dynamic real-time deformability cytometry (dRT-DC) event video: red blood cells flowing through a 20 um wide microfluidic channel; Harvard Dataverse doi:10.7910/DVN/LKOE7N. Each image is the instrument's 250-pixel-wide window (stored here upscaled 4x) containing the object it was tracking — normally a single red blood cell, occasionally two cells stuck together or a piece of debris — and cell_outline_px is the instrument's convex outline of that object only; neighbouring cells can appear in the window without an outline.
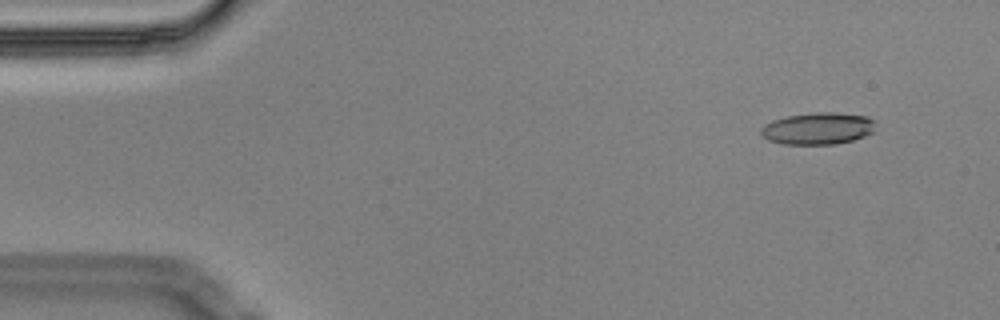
{"species": "Egyptian fruit bat (a non-hibernating species)", "species_latin": "Rousettus aegyptiacus", "temperature_condition": "cold", "stored_images_in_passage": 6, "segment_of_instrument_passage": [2, 2], "camera_frame_rate_fps": 3000, "um_per_image_px": 0.085, "animal": {"sex": "male"}, "frame": {"image": 1, "passage_image": 6, "time_ms": 1.667, "image_size_px": [1000, 320], "cell_outline_px": [[876, 132], [852, 140], [836, 144], [784, 144], [768, 140], [760, 132], [760, 128], [764, 124], [772, 120], [788, 116], [816, 112], [836, 112], [868, 116], [876, 120]], "centroid_in_image_um": [69.58, 10.91], "position_along_channel_um": 15.4, "area_um2": 21.62}}